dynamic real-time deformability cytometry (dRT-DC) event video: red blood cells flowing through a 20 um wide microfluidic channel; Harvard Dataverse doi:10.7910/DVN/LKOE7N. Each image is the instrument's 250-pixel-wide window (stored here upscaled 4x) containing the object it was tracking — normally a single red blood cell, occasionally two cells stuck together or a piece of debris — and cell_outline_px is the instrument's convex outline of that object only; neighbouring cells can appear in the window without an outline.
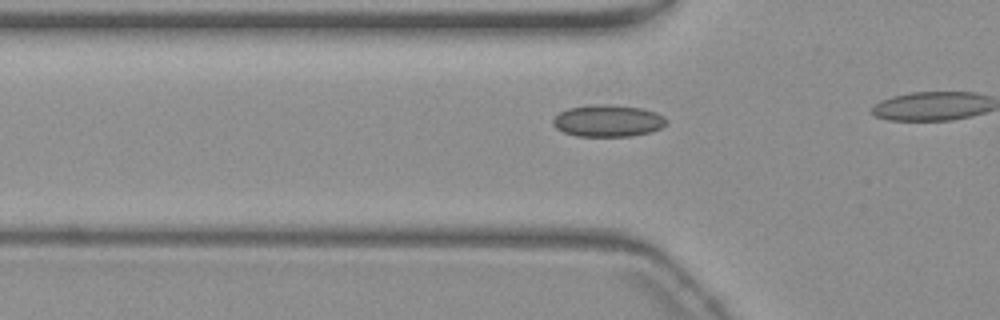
{"species": "common noctule bat (a hibernating species)", "species_latin": "Nyctalus noctula", "temperature_condition": "warm", "stored_images_in_passage": 11, "camera_frame_rate_fps": 3000, "um_per_image_px": 0.085, "animal": {"sex": "female", "body_mass_g": 19.3, "forearm_length_mm": 54.1}, "frame": {"image": 1, "passage_image": 8, "time_ms": 2.333, "image_size_px": [1000, 320], "cell_outline_px": [[668, 120], [660, 128], [648, 132], [632, 136], [576, 136], [564, 132], [556, 128], [552, 124], [552, 120], [560, 112], [568, 108], [596, 104], [608, 104], [640, 108], [656, 112], [664, 116]], "centroid_in_image_um": [51.66, 10.26], "position_along_channel_um": 74.1, "area_um2": 20.98}}